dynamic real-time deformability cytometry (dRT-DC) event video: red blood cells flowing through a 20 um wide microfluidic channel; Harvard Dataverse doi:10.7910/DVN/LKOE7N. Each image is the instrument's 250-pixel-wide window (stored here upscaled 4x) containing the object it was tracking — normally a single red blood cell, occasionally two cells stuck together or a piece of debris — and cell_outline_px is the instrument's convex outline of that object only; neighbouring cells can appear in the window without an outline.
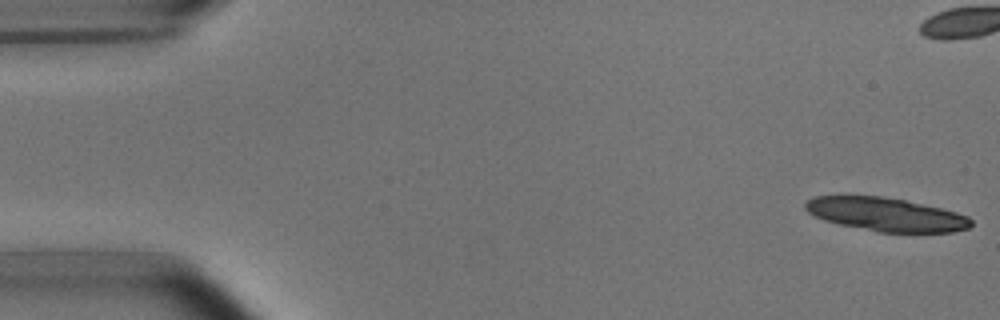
{"species": "common noctule bat (a hibernating species)", "species_latin": "Nyctalus noctula", "temperature_condition": "room temperature", "stored_images_in_passage": 5, "camera_frame_rate_fps": 3000, "um_per_image_px": 0.085, "animal": {"sex": "male", "body_mass_g": 15.6}, "frame": {"image": 1, "passage_image": 1, "time_ms": 0.0, "image_size_px": [1000, 320], "cell_outline_px": [[972, 224], [968, 228], [952, 232], [876, 232], [840, 224], [824, 220], [808, 212], [804, 208], [804, 204], [808, 200], [816, 196], [880, 196], [904, 200], [940, 208], [956, 212], [968, 216], [972, 220]], "centroid_in_image_um": [75.31, 18.23], "position_along_channel_um": 9.7, "area_um2": 32.08}}